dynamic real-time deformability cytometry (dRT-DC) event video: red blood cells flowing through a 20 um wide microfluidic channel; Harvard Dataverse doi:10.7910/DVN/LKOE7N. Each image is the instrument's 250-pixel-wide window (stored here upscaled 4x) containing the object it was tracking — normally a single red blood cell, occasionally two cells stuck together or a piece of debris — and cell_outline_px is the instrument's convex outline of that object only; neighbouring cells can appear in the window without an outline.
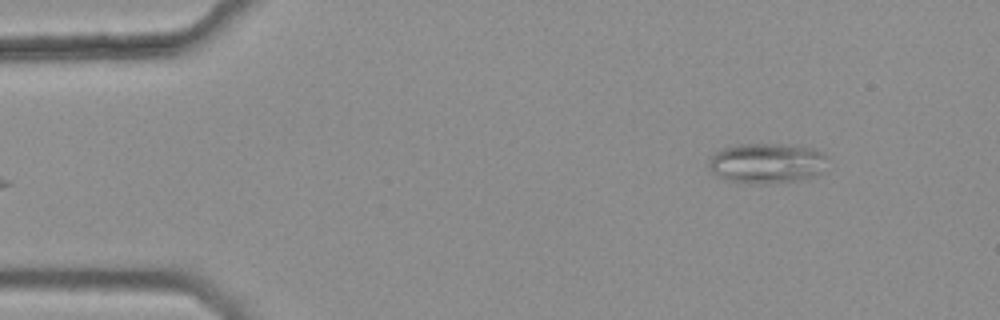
{"species": "common noctule bat (a hibernating species)", "species_latin": "Nyctalus noctula", "temperature_condition": "warm", "stored_images_in_passage": 41, "segment_of_instrument_passage": [1, 2], "camera_frame_rate_fps": 3000, "um_per_image_px": 0.085, "animal": {"sex": "female", "body_mass_g": 25.1}, "frame": {"image": 1, "passage_image": 1, "time_ms": 0.0, "image_size_px": [1000, 320], "cell_outline_px": [[828, 156], [820, 172], [812, 176], [796, 180], [760, 184], [744, 184], [728, 180], [716, 176], [712, 172], [708, 164], [708, 160], [716, 152], [724, 148], [736, 144], [788, 144], [816, 148], [824, 152]], "centroid_in_image_um": [65.16, 13.86], "position_along_channel_um": 19.8, "area_um2": 27.98}}